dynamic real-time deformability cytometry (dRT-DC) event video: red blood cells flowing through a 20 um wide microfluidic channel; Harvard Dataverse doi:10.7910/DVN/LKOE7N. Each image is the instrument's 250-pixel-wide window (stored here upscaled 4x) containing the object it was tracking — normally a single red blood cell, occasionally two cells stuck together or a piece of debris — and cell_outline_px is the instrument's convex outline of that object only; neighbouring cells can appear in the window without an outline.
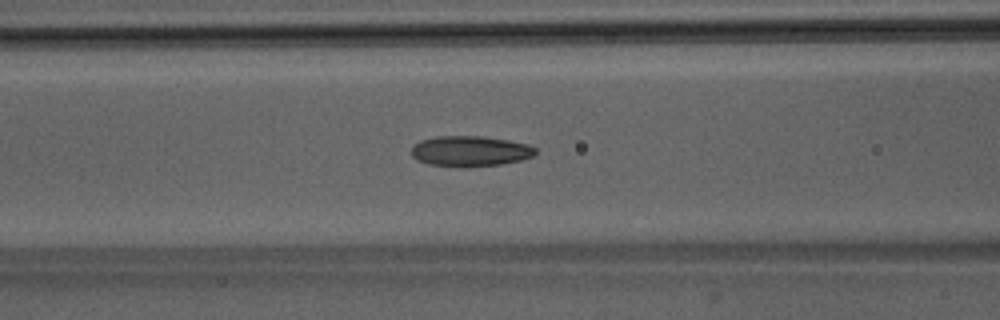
{"species": "Egyptian fruit bat (a non-hibernating species)", "species_latin": "Rousettus aegyptiacus", "temperature_condition": "room temperature", "stored_images_in_passage": 22, "camera_frame_rate_fps": 3000, "um_per_image_px": 0.085, "animal": {"sex": "male"}, "frame": {"image": 1, "passage_image": 16, "time_ms": 5.0, "image_size_px": [1000, 320], "cell_outline_px": [[536, 152], [532, 156], [520, 160], [500, 164], [468, 168], [460, 168], [428, 164], [416, 160], [412, 156], [412, 144], [420, 140], [436, 136], [484, 136], [508, 140], [528, 144], [536, 148]], "centroid_in_image_um": [39.92, 12.85], "position_along_channel_um": 126.7, "area_um2": 22.43}}